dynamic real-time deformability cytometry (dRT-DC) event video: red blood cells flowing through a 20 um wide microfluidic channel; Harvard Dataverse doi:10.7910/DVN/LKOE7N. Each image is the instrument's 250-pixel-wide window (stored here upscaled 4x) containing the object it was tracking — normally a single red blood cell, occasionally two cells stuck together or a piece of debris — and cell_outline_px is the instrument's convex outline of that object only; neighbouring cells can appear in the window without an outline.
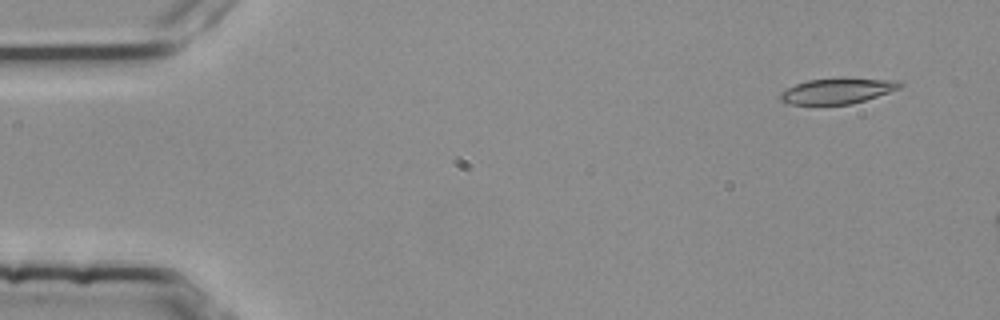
{"species": "common noctule bat (a hibernating species)", "species_latin": "Nyctalus noctula", "temperature_condition": "room temperature", "stored_images_in_passage": 8, "camera_frame_rate_fps": 3000, "um_per_image_px": 0.085, "animal": {"sex": "female", "body_mass_g": 25.1}, "frame": {"image": 1, "passage_image": 1, "time_ms": 0.0, "image_size_px": [1000, 320], "cell_outline_px": [[904, 84], [900, 88], [852, 104], [784, 104], [776, 96], [780, 92], [796, 84], [808, 80], [840, 76], [900, 80]], "centroid_in_image_um": [71.17, 7.69], "position_along_channel_um": 13.8, "area_um2": 18.44}}